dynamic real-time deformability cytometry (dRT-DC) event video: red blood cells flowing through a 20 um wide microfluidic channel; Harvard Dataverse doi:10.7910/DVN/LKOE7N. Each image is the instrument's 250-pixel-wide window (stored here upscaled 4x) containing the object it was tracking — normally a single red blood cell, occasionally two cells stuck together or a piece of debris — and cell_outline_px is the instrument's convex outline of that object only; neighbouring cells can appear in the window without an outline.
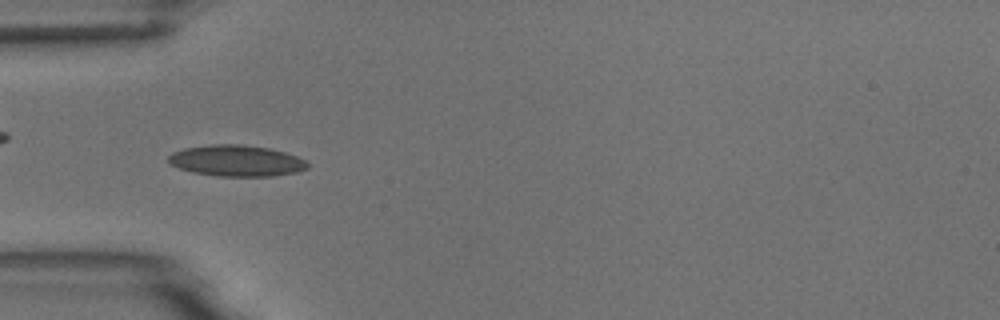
{"species": "common noctule bat (a hibernating species)", "species_latin": "Nyctalus noctula", "temperature_condition": "room temperature", "stored_images_in_passage": 54, "camera_frame_rate_fps": 3000, "um_per_image_px": 0.085, "animal": {"sex": "male", "body_mass_g": 18.8}, "frame": {"image": 1, "passage_image": 16, "time_ms": 5.0, "image_size_px": [1000, 320], "cell_outline_px": [[308, 168], [296, 172], [272, 176], [216, 176], [192, 172], [180, 168], [172, 164], [168, 160], [168, 156], [172, 152], [184, 148], [212, 144], [240, 144], [268, 148], [284, 152], [296, 156], [304, 160], [308, 164]], "centroid_in_image_um": [20.08, 13.66], "position_along_channel_um": 64.9, "area_um2": 25.14}, "authors_computed_cell_mechanics": {"area_um2": 22.7154, "velocity_mm_per_s": 3.6812, "shape_relaxation_time_tau1_ms": 6.8191, "shape_relaxation_time_tau2_ms": 1.4746, "deformation_change_tau1": 0.1619, "deformation_change_tau2": 0.0817}}